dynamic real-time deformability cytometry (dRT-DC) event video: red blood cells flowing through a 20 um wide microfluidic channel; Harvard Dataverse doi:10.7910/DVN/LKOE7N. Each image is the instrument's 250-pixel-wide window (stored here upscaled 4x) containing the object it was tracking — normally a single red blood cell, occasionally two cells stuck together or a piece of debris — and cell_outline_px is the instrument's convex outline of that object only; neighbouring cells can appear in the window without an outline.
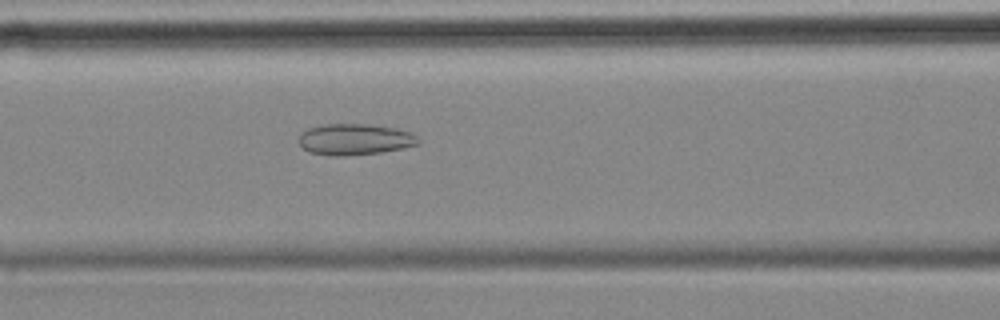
{"species": "common noctule bat (a hibernating species)", "species_latin": "Nyctalus noctula", "temperature_condition": "cold", "stored_images_in_passage": 30, "camera_frame_rate_fps": 3000, "um_per_image_px": 0.085, "animal": {"sex": "female", "body_mass_g": 18.4}, "frame": {"image": 1, "passage_image": 7, "time_ms": 2.0, "image_size_px": [1000, 320], "cell_outline_px": [[420, 144], [404, 148], [380, 152], [340, 156], [328, 156], [312, 152], [304, 148], [296, 140], [300, 132], [308, 128], [324, 124], [368, 124], [396, 128], [408, 132], [416, 136], [420, 140]], "centroid_in_image_um": [30.13, 11.84], "position_along_channel_um": 136.5, "area_um2": 21.79}}
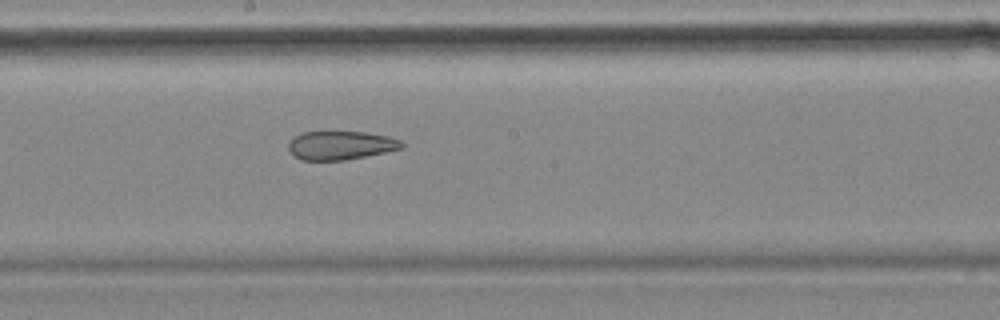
{"frame": {"image": 2, "passage_image": 14, "time_ms": 4.333, "image_size_px": [1000, 320], "cell_outline_px": [[404, 148], [344, 160], [300, 160], [288, 148], [288, 144], [296, 136], [304, 132], [364, 132], [388, 136], [400, 140], [404, 144]], "centroid_in_image_um": [28.98, 12.35], "position_along_channel_um": 219.2, "area_um2": 18.61}}
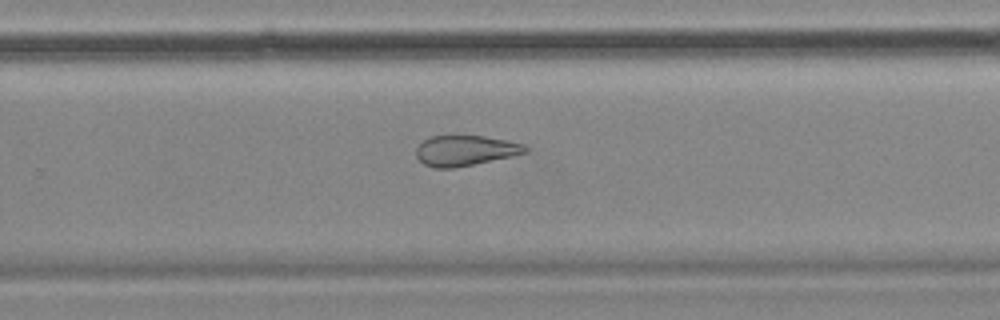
{"frame": {"image": 3, "passage_image": 20, "time_ms": 6.333, "image_size_px": [1000, 320], "cell_outline_px": [[528, 152], [512, 156], [452, 168], [436, 168], [424, 164], [416, 156], [416, 148], [424, 140], [432, 136], [484, 136], [508, 140], [524, 144], [528, 148]], "centroid_in_image_um": [39.56, 12.79], "position_along_channel_um": 290.2, "area_um2": 19.13}, "authors_computed_cell_mechanics": {"area_um2": 20.8947, "velocity_mm_per_s": 3.5651, "shape_relaxation_time_tau1_ms": null, "shape_relaxation_time_tau2_ms": 5.4899, "deformation_change_tau1": null, "deformation_change_tau2": 0.1458}}